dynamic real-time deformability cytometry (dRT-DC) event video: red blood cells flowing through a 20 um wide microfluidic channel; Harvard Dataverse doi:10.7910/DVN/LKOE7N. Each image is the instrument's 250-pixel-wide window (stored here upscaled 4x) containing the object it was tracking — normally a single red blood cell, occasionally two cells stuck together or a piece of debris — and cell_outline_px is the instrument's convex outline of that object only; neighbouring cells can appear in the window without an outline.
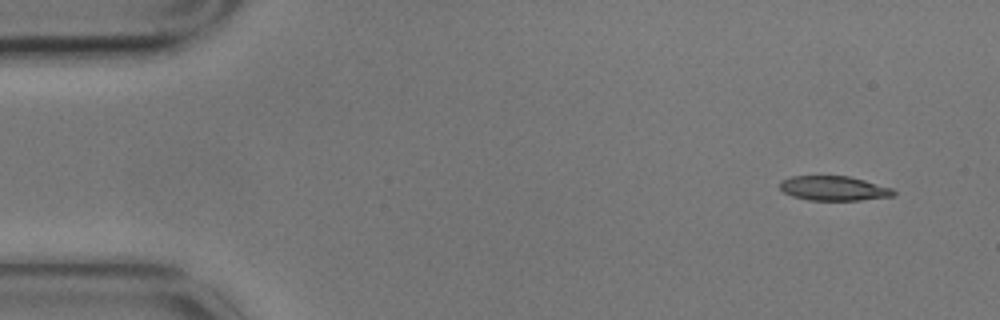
{"species": "common noctule bat (a hibernating species)", "species_latin": "Nyctalus noctula", "temperature_condition": "cold", "stored_images_in_passage": 4, "camera_frame_rate_fps": 3000, "um_per_image_px": 0.085, "animal": {"sex": "male", "body_mass_g": 17.9}, "frame": {"image": 1, "passage_image": 1, "time_ms": 0.0, "image_size_px": [1000, 320], "cell_outline_px": [[896, 192], [892, 196], [860, 200], [808, 200], [792, 196], [784, 192], [780, 188], [780, 180], [792, 176], [848, 176], [864, 180], [892, 188]], "centroid_in_image_um": [70.85, 16.0], "position_along_channel_um": 14.2, "area_um2": 16.18}}